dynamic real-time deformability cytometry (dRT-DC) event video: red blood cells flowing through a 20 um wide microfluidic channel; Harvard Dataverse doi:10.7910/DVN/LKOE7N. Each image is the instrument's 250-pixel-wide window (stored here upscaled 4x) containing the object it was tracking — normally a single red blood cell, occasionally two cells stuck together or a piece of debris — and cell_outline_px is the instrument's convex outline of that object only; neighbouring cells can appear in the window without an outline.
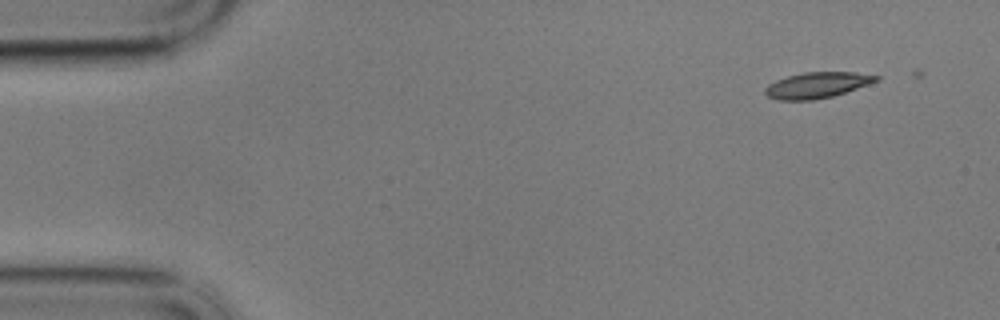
{"species": "common noctule bat (a hibernating species)", "species_latin": "Nyctalus noctula", "temperature_condition": "cold", "stored_images_in_passage": 10, "camera_frame_rate_fps": 3000, "um_per_image_px": 0.085, "animal": {"sex": "male", "body_mass_g": 17.9}, "frame": {"image": 1, "passage_image": 2, "time_ms": 0.333, "image_size_px": [1000, 320], "cell_outline_px": [[880, 80], [832, 96], [812, 100], [780, 100], [768, 96], [764, 92], [764, 88], [768, 84], [776, 80], [788, 76], [804, 72], [856, 72], [880, 76]], "centroid_in_image_um": [69.44, 7.23], "position_along_channel_um": 15.6, "area_um2": 16.59}}